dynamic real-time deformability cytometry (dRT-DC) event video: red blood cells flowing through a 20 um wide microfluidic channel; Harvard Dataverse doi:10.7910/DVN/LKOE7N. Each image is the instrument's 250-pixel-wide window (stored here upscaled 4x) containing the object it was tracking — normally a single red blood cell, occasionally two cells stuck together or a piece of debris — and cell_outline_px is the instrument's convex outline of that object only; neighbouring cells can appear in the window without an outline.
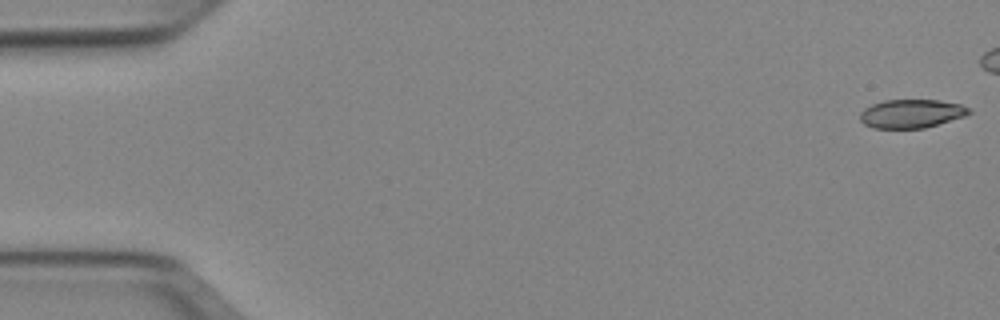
{"species": "Egyptian fruit bat (a non-hibernating species)", "species_latin": "Rousettus aegyptiacus", "temperature_condition": "cold", "stored_images_in_passage": 45, "camera_frame_rate_fps": 3000, "um_per_image_px": 0.085, "animal": {"sex": "female"}, "frame": {"image": 1, "passage_image": 1, "time_ms": 0.0, "image_size_px": [1000, 320], "cell_outline_px": [[972, 112], [964, 116], [924, 128], [872, 128], [864, 124], [860, 120], [860, 112], [864, 108], [872, 104], [884, 100], [940, 100], [960, 104], [968, 108]], "centroid_in_image_um": [77.43, 9.65], "position_along_channel_um": 7.6, "area_um2": 18.09}}
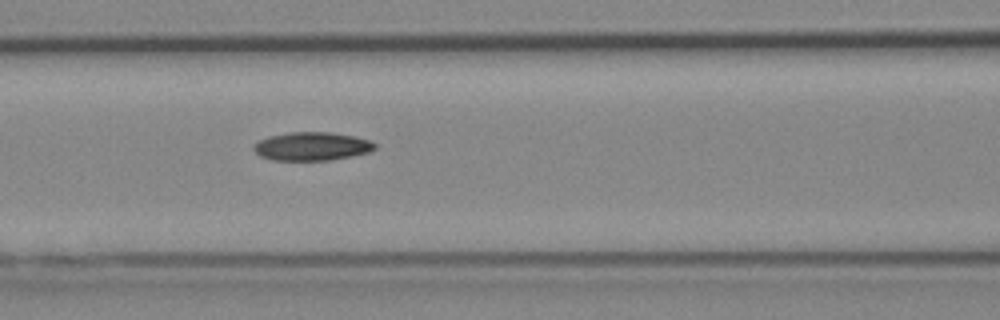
{"frame": {"image": 2, "passage_image": 22, "time_ms": 7.0, "image_size_px": [1000, 320], "cell_outline_px": [[376, 148], [368, 152], [352, 156], [332, 160], [272, 160], [260, 156], [252, 148], [252, 144], [268, 136], [292, 132], [328, 132], [356, 136], [368, 140], [376, 144]], "centroid_in_image_um": [26.49, 12.44], "position_along_channel_um": 140.1, "area_um2": 20.11}}
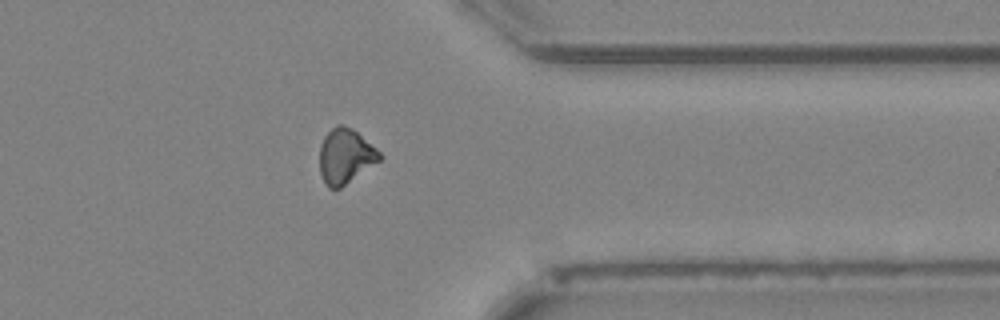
{"frame": {"image": 3, "passage_image": 41, "time_ms": 13.333, "image_size_px": [1000, 320], "cell_outline_px": [[384, 156], [380, 160], [340, 188], [328, 188], [320, 172], [320, 144], [324, 136], [336, 124], [344, 124], [352, 128], [376, 148]], "centroid_in_image_um": [29.36, 13.25], "position_along_channel_um": 382.0, "area_um2": 19.07}}